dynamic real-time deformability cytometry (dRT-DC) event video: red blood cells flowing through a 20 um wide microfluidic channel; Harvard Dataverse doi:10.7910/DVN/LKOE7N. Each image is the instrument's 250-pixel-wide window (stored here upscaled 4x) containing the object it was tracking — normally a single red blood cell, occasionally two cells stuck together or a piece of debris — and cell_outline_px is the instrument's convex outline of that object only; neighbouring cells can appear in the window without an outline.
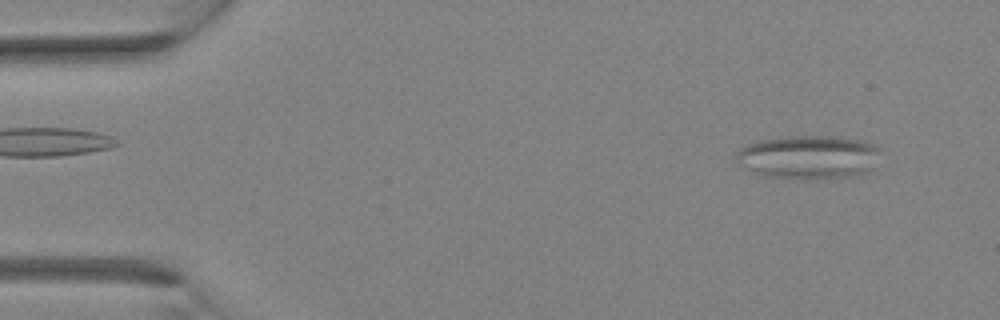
{"species": "Egyptian fruit bat (a non-hibernating species)", "species_latin": "Rousettus aegyptiacus", "temperature_condition": "room temperature", "stored_images_in_passage": 3, "camera_frame_rate_fps": 3000, "um_per_image_px": 0.085, "animal": {"sex": "female"}, "frame": {"image": 1, "passage_image": 3, "time_ms": 0.667, "image_size_px": [1000, 320], "cell_outline_px": [[880, 148], [876, 168], [868, 172], [848, 176], [764, 176], [752, 172], [744, 168], [736, 160], [736, 152], [744, 144], [760, 140], [780, 136], [840, 136], [868, 140], [880, 144]], "centroid_in_image_um": [68.79, 13.28], "position_along_channel_um": 16.2, "area_um2": 36.65}}